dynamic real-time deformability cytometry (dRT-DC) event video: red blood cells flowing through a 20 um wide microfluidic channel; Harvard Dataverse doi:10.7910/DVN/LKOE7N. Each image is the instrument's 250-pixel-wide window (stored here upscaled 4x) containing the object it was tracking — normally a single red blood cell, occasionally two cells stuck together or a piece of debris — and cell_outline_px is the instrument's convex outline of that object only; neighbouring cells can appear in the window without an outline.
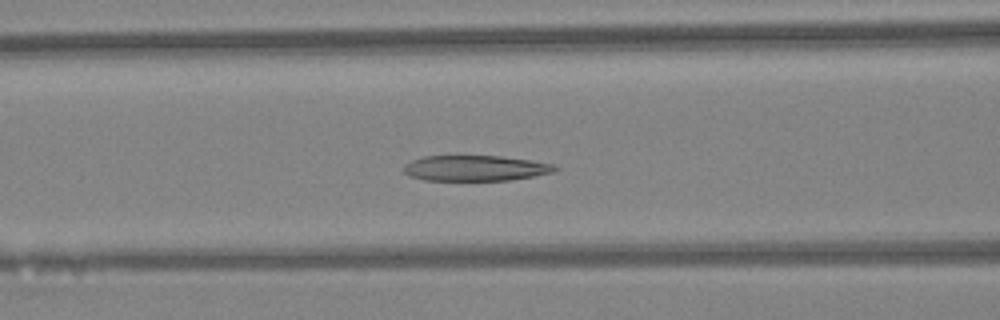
{"species": "Egyptian fruit bat (a non-hibernating species)", "species_latin": "Rousettus aegyptiacus", "temperature_condition": "warm", "stored_images_in_passage": 46, "camera_frame_rate_fps": 3000, "um_per_image_px": 0.085, "animal": {"sex": "female"}, "frame": {"image": 1, "passage_image": 19, "time_ms": 6.0, "image_size_px": [1000, 320], "cell_outline_px": [[560, 168], [556, 172], [512, 180], [424, 180], [408, 176], [404, 172], [404, 164], [412, 160], [424, 156], [500, 156], [532, 160], [556, 164]], "centroid_in_image_um": [40.46, 14.29], "position_along_channel_um": 126.1, "area_um2": 22.77}}
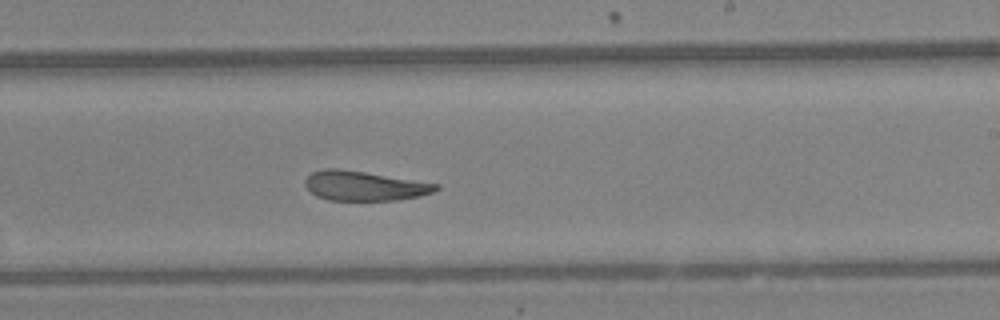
{"frame": {"image": 2, "passage_image": 28, "time_ms": 9.0, "image_size_px": [1000, 320], "cell_outline_px": [[440, 188], [432, 192], [420, 196], [400, 200], [328, 200], [316, 196], [304, 184], [304, 180], [312, 172], [324, 168], [336, 168], [364, 172], [440, 184]], "centroid_in_image_um": [30.96, 15.8], "position_along_channel_um": 258.0, "area_um2": 22.48}}
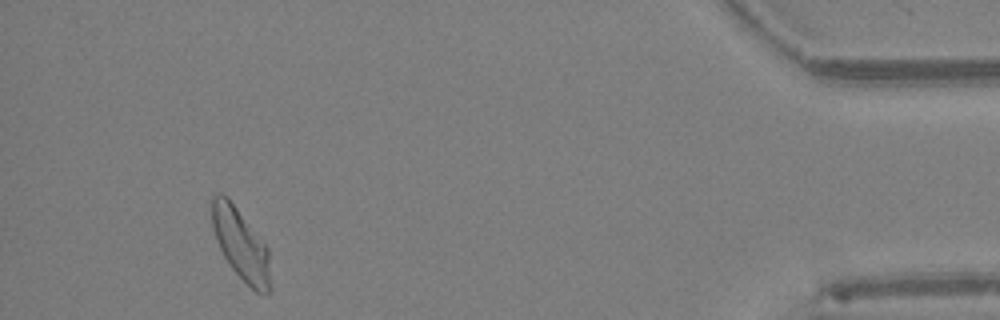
{"frame": {"image": 3, "passage_image": 43, "time_ms": 14.0, "image_size_px": [1000, 320], "cell_outline_px": [[272, 288], [268, 292], [256, 292], [232, 268], [224, 256], [216, 240], [212, 228], [212, 196], [220, 192], [236, 208], [268, 248]], "centroid_in_image_um": [20.48, 20.81], "position_along_channel_um": 414.7, "area_um2": 23.7}, "authors_computed_cell_mechanics": {"area_um2": 24.7095, "velocity_mm_per_s": 4.4128, "shape_relaxation_time_tau1_ms": 10.1427, "shape_relaxation_time_tau2_ms": 3.0409, "deformation_change_tau1": 0.2676, "deformation_change_tau2": 0.1099}}